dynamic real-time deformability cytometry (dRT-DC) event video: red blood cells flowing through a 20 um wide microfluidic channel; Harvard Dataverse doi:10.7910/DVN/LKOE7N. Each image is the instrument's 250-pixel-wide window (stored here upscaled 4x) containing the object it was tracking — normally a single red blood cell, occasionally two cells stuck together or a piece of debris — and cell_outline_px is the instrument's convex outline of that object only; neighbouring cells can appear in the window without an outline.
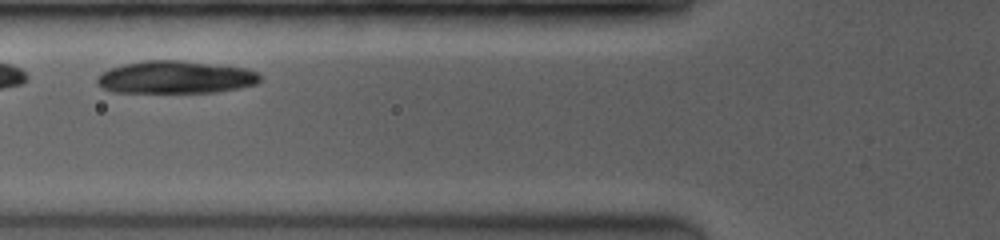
{"species": "common noctule bat (a hibernating species)", "species_latin": "Nyctalus noctula", "temperature_condition": "room temperature", "stored_images_in_passage": 4, "camera_frame_rate_fps": 3500, "um_per_image_px": 0.085, "animal": {"sex": "female", "body_mass_g": 19.0, "forearm_length_mm": 53.3}, "frame": {"image": 1, "passage_image": 3, "time_ms": 1.429, "image_size_px": [1000, 240], "cell_outline_px": [[260, 80], [256, 84], [240, 88], [216, 92], [112, 92], [96, 84], [96, 80], [104, 72], [112, 68], [124, 64], [144, 60], [180, 60], [244, 68], [256, 72], [260, 76]], "centroid_in_image_um": [14.92, 6.57], "position_along_channel_um": 110.9, "area_um2": 30.69}}